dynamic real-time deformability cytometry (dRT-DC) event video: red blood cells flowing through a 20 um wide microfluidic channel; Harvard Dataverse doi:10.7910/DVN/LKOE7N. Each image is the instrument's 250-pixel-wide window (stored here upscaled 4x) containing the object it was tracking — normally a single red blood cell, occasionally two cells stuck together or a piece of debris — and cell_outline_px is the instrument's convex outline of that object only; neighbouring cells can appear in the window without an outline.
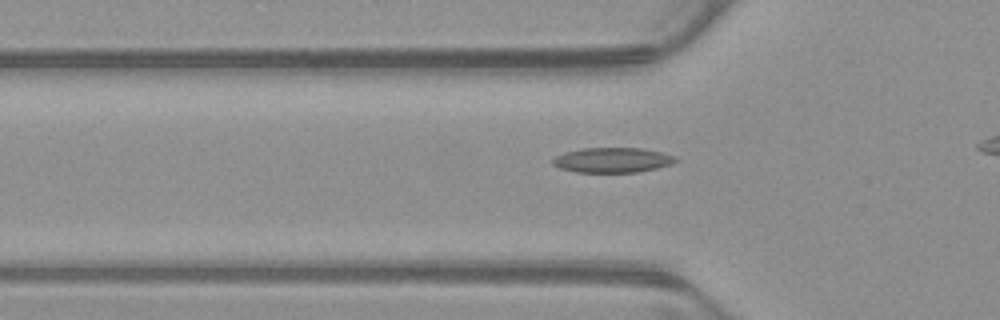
{"species": "common noctule bat (a hibernating species)", "species_latin": "Nyctalus noctula", "temperature_condition": "warm", "stored_images_in_passage": 31, "camera_frame_rate_fps": 3000, "um_per_image_px": 0.085, "animal": {"sex": "male", "body_mass_g": 23.1, "forearm_length_mm": 52.7}, "frame": {"image": 1, "passage_image": 5, "time_ms": 1.333, "image_size_px": [1000, 320], "cell_outline_px": [[676, 160], [672, 164], [656, 168], [636, 172], [576, 172], [560, 168], [552, 164], [552, 160], [556, 156], [564, 152], [580, 148], [640, 148], [660, 152], [676, 156]], "centroid_in_image_um": [52.03, 13.6], "position_along_channel_um": 73.8, "area_um2": 17.8}}
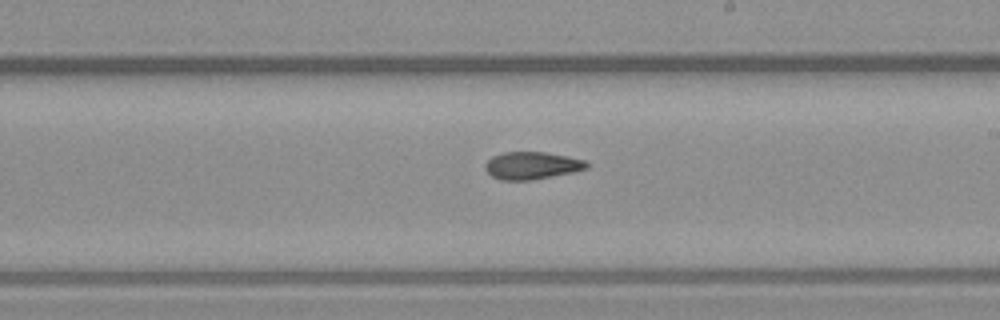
{"frame": {"image": 2, "passage_image": 18, "time_ms": 5.667, "image_size_px": [1000, 320], "cell_outline_px": [[588, 168], [572, 172], [528, 180], [500, 180], [492, 176], [484, 168], [484, 164], [492, 156], [504, 152], [544, 152], [568, 156], [584, 160], [588, 164]], "centroid_in_image_um": [45.17, 14.06], "position_along_channel_um": 243.8, "area_um2": 16.07}}
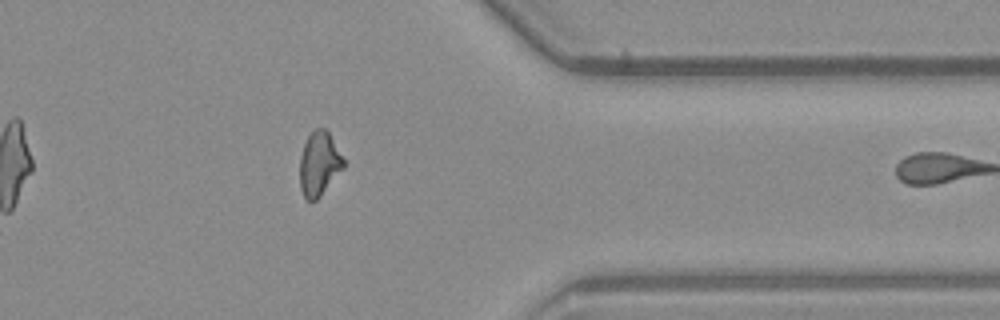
{"frame": {"image": 3, "passage_image": 30, "time_ms": 9.667, "image_size_px": [1000, 320], "cell_outline_px": [[344, 168], [320, 196], [316, 200], [308, 200], [304, 196], [300, 188], [300, 156], [304, 144], [308, 136], [316, 128], [324, 128], [328, 132], [344, 160]], "centroid_in_image_um": [27.12, 13.93], "position_along_channel_um": 384.3, "area_um2": 16.07}}